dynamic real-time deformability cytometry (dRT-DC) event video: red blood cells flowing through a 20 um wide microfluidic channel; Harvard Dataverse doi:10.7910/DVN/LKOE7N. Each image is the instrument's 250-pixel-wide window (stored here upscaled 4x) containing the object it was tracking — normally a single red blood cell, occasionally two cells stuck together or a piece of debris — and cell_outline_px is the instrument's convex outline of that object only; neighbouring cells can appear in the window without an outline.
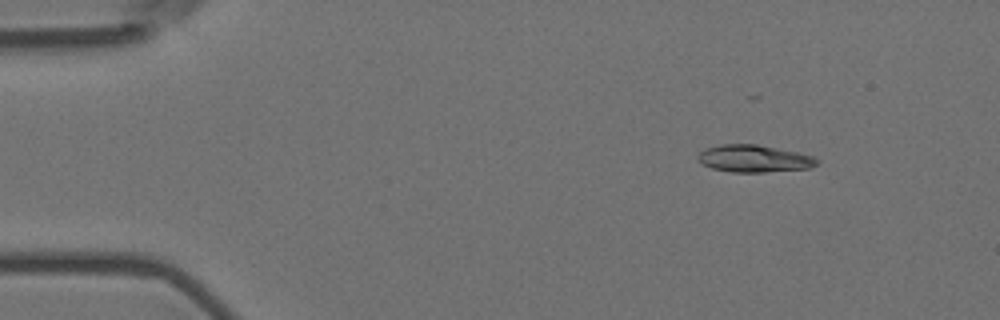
{"species": "Egyptian fruit bat (a non-hibernating species)", "species_latin": "Rousettus aegyptiacus", "temperature_condition": "room temperature", "stored_images_in_passage": 5, "camera_frame_rate_fps": 3000, "um_per_image_px": 0.085, "animal": {"sex": "female"}, "frame": {"image": 1, "passage_image": 1, "time_ms": 0.0, "image_size_px": [1000, 320], "cell_outline_px": [[820, 160], [812, 168], [764, 172], [732, 172], [712, 168], [696, 160], [696, 156], [704, 148], [720, 144], [756, 144], [796, 152], [812, 156]], "centroid_in_image_um": [64.06, 13.48], "position_along_channel_um": 20.9, "area_um2": 18.9}}
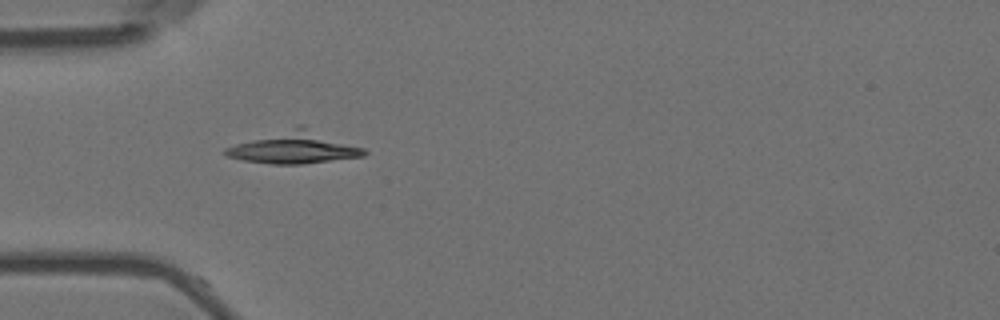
{"frame": {"image": 2, "passage_image": 4, "time_ms": 1.0, "image_size_px": [1000, 320], "cell_outline_px": [[368, 152], [364, 156], [300, 164], [272, 164], [244, 160], [228, 156], [224, 152], [224, 148], [236, 144], [300, 124], [304, 124], [364, 148]], "centroid_in_image_um": [25.08, 12.53], "position_along_channel_um": 59.9, "area_um2": 25.61}}